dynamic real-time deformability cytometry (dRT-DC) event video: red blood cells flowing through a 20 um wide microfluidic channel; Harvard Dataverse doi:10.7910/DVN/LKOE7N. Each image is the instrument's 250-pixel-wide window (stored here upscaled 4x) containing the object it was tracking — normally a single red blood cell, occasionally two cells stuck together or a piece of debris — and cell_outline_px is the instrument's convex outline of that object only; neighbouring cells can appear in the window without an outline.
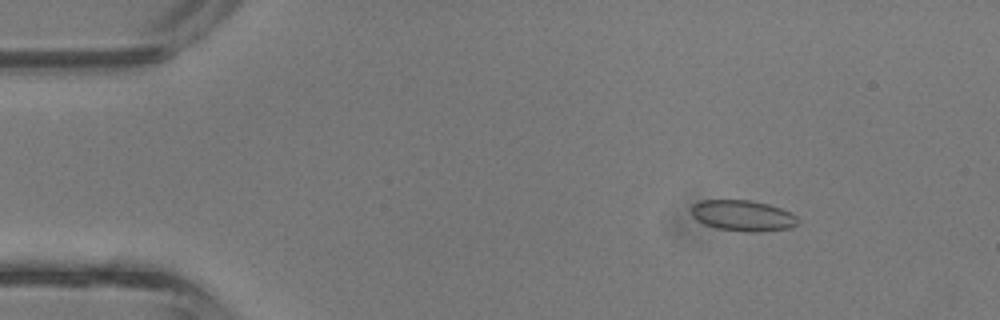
{"species": "common noctule bat (a hibernating species)", "species_latin": "Nyctalus noctula", "temperature_condition": "room temperature", "stored_images_in_passage": 4, "camera_frame_rate_fps": 3000, "um_per_image_px": 0.085, "animal": {"sex": "male", "body_mass_g": 13.3}, "frame": {"image": 1, "passage_image": 2, "time_ms": 0.333, "image_size_px": [1000, 320], "cell_outline_px": [[800, 220], [796, 224], [788, 228], [760, 232], [744, 232], [716, 228], [704, 224], [696, 220], [692, 216], [692, 204], [704, 200], [752, 200], [768, 204], [792, 212]], "centroid_in_image_um": [63.14, 18.33], "position_along_channel_um": 21.9, "area_um2": 19.31}}
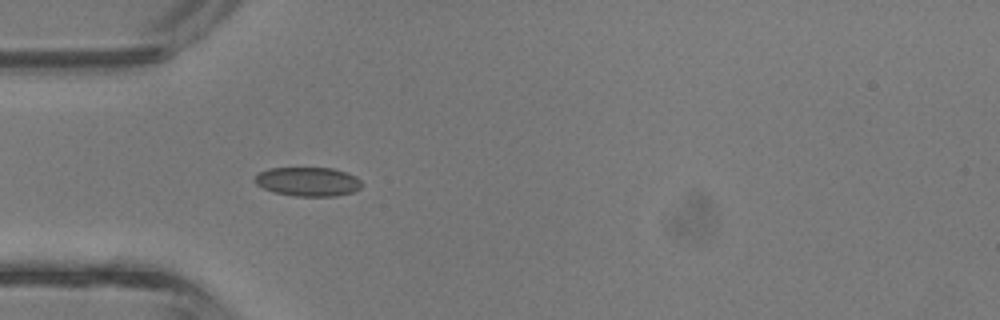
{"frame": {"image": 2, "passage_image": 4, "time_ms": 1.0, "image_size_px": [1000, 320], "cell_outline_px": [[364, 184], [360, 188], [352, 192], [336, 196], [296, 196], [272, 192], [256, 184], [252, 180], [260, 172], [268, 168], [332, 168], [356, 176]], "centroid_in_image_um": [26.17, 15.44], "position_along_channel_um": 58.8, "area_um2": 18.15}}